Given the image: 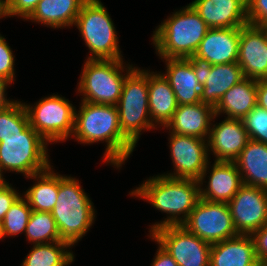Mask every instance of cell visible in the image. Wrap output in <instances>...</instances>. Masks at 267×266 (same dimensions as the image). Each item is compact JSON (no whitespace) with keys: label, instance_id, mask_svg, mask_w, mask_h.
<instances>
[{"label":"cell","instance_id":"1","mask_svg":"<svg viewBox=\"0 0 267 266\" xmlns=\"http://www.w3.org/2000/svg\"><path fill=\"white\" fill-rule=\"evenodd\" d=\"M72 137L80 144L105 142L103 161L121 169L135 149V145L122 133L118 109L114 105L94 104L81 101L75 109Z\"/></svg>","mask_w":267,"mask_h":266},{"label":"cell","instance_id":"2","mask_svg":"<svg viewBox=\"0 0 267 266\" xmlns=\"http://www.w3.org/2000/svg\"><path fill=\"white\" fill-rule=\"evenodd\" d=\"M130 196L144 199L167 217L155 222L149 234L169 225H182L200 200V184L195 179L171 178L164 175L150 176L129 192Z\"/></svg>","mask_w":267,"mask_h":266},{"label":"cell","instance_id":"3","mask_svg":"<svg viewBox=\"0 0 267 266\" xmlns=\"http://www.w3.org/2000/svg\"><path fill=\"white\" fill-rule=\"evenodd\" d=\"M163 20L152 35L160 59L192 58L210 29L189 3Z\"/></svg>","mask_w":267,"mask_h":266},{"label":"cell","instance_id":"4","mask_svg":"<svg viewBox=\"0 0 267 266\" xmlns=\"http://www.w3.org/2000/svg\"><path fill=\"white\" fill-rule=\"evenodd\" d=\"M78 179L59 174L57 202L51 214L60 238L72 246L80 241L94 224V203Z\"/></svg>","mask_w":267,"mask_h":266},{"label":"cell","instance_id":"5","mask_svg":"<svg viewBox=\"0 0 267 266\" xmlns=\"http://www.w3.org/2000/svg\"><path fill=\"white\" fill-rule=\"evenodd\" d=\"M134 68L135 65L125 64L123 59H86L76 90L83 94L81 101L116 106L124 80Z\"/></svg>","mask_w":267,"mask_h":266},{"label":"cell","instance_id":"6","mask_svg":"<svg viewBox=\"0 0 267 266\" xmlns=\"http://www.w3.org/2000/svg\"><path fill=\"white\" fill-rule=\"evenodd\" d=\"M86 47L87 59H124L115 25L101 0H86L75 20Z\"/></svg>","mask_w":267,"mask_h":266},{"label":"cell","instance_id":"7","mask_svg":"<svg viewBox=\"0 0 267 266\" xmlns=\"http://www.w3.org/2000/svg\"><path fill=\"white\" fill-rule=\"evenodd\" d=\"M116 107L121 131L135 146L142 131L157 130L149 114L148 70L135 67L126 76Z\"/></svg>","mask_w":267,"mask_h":266},{"label":"cell","instance_id":"8","mask_svg":"<svg viewBox=\"0 0 267 266\" xmlns=\"http://www.w3.org/2000/svg\"><path fill=\"white\" fill-rule=\"evenodd\" d=\"M48 142L29 126L22 134L0 135V164L3 171L24 177L45 171L51 166Z\"/></svg>","mask_w":267,"mask_h":266},{"label":"cell","instance_id":"9","mask_svg":"<svg viewBox=\"0 0 267 266\" xmlns=\"http://www.w3.org/2000/svg\"><path fill=\"white\" fill-rule=\"evenodd\" d=\"M62 95L42 97L34 105L23 103L30 126L48 143L65 142L74 131L75 109ZM71 136V137H70Z\"/></svg>","mask_w":267,"mask_h":266},{"label":"cell","instance_id":"10","mask_svg":"<svg viewBox=\"0 0 267 266\" xmlns=\"http://www.w3.org/2000/svg\"><path fill=\"white\" fill-rule=\"evenodd\" d=\"M182 226L210 244L239 235L228 203L209 202L201 198Z\"/></svg>","mask_w":267,"mask_h":266},{"label":"cell","instance_id":"11","mask_svg":"<svg viewBox=\"0 0 267 266\" xmlns=\"http://www.w3.org/2000/svg\"><path fill=\"white\" fill-rule=\"evenodd\" d=\"M178 266H209L212 244L200 239L182 225L163 226L150 234Z\"/></svg>","mask_w":267,"mask_h":266},{"label":"cell","instance_id":"12","mask_svg":"<svg viewBox=\"0 0 267 266\" xmlns=\"http://www.w3.org/2000/svg\"><path fill=\"white\" fill-rule=\"evenodd\" d=\"M169 149L173 173L162 174L171 178L200 180L209 159L207 139L169 132Z\"/></svg>","mask_w":267,"mask_h":266},{"label":"cell","instance_id":"13","mask_svg":"<svg viewBox=\"0 0 267 266\" xmlns=\"http://www.w3.org/2000/svg\"><path fill=\"white\" fill-rule=\"evenodd\" d=\"M238 234L251 235L267 224V190L243 184L228 202Z\"/></svg>","mask_w":267,"mask_h":266},{"label":"cell","instance_id":"14","mask_svg":"<svg viewBox=\"0 0 267 266\" xmlns=\"http://www.w3.org/2000/svg\"><path fill=\"white\" fill-rule=\"evenodd\" d=\"M237 63L245 78L267 79V29L250 24L241 27Z\"/></svg>","mask_w":267,"mask_h":266},{"label":"cell","instance_id":"15","mask_svg":"<svg viewBox=\"0 0 267 266\" xmlns=\"http://www.w3.org/2000/svg\"><path fill=\"white\" fill-rule=\"evenodd\" d=\"M210 163L199 180L200 198L209 202L228 203L243 185L241 174L234 162L214 161L212 166ZM206 176L209 178L204 189Z\"/></svg>","mask_w":267,"mask_h":266},{"label":"cell","instance_id":"16","mask_svg":"<svg viewBox=\"0 0 267 266\" xmlns=\"http://www.w3.org/2000/svg\"><path fill=\"white\" fill-rule=\"evenodd\" d=\"M216 124H211L207 138L208 154L212 153L215 161L234 162L249 141L244 123L241 119L225 118Z\"/></svg>","mask_w":267,"mask_h":266},{"label":"cell","instance_id":"17","mask_svg":"<svg viewBox=\"0 0 267 266\" xmlns=\"http://www.w3.org/2000/svg\"><path fill=\"white\" fill-rule=\"evenodd\" d=\"M241 28H210L192 57L210 65L238 61Z\"/></svg>","mask_w":267,"mask_h":266},{"label":"cell","instance_id":"18","mask_svg":"<svg viewBox=\"0 0 267 266\" xmlns=\"http://www.w3.org/2000/svg\"><path fill=\"white\" fill-rule=\"evenodd\" d=\"M161 60L166 63L162 74L173 89L178 105L200 103L202 83L196 62L192 58Z\"/></svg>","mask_w":267,"mask_h":266},{"label":"cell","instance_id":"19","mask_svg":"<svg viewBox=\"0 0 267 266\" xmlns=\"http://www.w3.org/2000/svg\"><path fill=\"white\" fill-rule=\"evenodd\" d=\"M196 65L202 83L201 102L213 108L231 87L245 79L237 62L216 65L196 62Z\"/></svg>","mask_w":267,"mask_h":266},{"label":"cell","instance_id":"20","mask_svg":"<svg viewBox=\"0 0 267 266\" xmlns=\"http://www.w3.org/2000/svg\"><path fill=\"white\" fill-rule=\"evenodd\" d=\"M190 4L209 28H241L249 24L246 0H194Z\"/></svg>","mask_w":267,"mask_h":266},{"label":"cell","instance_id":"21","mask_svg":"<svg viewBox=\"0 0 267 266\" xmlns=\"http://www.w3.org/2000/svg\"><path fill=\"white\" fill-rule=\"evenodd\" d=\"M214 118L216 120L214 108L209 104L178 105L172 119L163 128L171 133L207 139Z\"/></svg>","mask_w":267,"mask_h":266},{"label":"cell","instance_id":"22","mask_svg":"<svg viewBox=\"0 0 267 266\" xmlns=\"http://www.w3.org/2000/svg\"><path fill=\"white\" fill-rule=\"evenodd\" d=\"M209 266H258L251 235H242L212 244Z\"/></svg>","mask_w":267,"mask_h":266},{"label":"cell","instance_id":"23","mask_svg":"<svg viewBox=\"0 0 267 266\" xmlns=\"http://www.w3.org/2000/svg\"><path fill=\"white\" fill-rule=\"evenodd\" d=\"M149 114L152 123L165 127L178 108V103L168 80L162 72L148 70Z\"/></svg>","mask_w":267,"mask_h":266},{"label":"cell","instance_id":"24","mask_svg":"<svg viewBox=\"0 0 267 266\" xmlns=\"http://www.w3.org/2000/svg\"><path fill=\"white\" fill-rule=\"evenodd\" d=\"M245 185L267 190V145L252 139L234 160Z\"/></svg>","mask_w":267,"mask_h":266},{"label":"cell","instance_id":"25","mask_svg":"<svg viewBox=\"0 0 267 266\" xmlns=\"http://www.w3.org/2000/svg\"><path fill=\"white\" fill-rule=\"evenodd\" d=\"M86 0H40L27 18L53 29L74 26L75 20Z\"/></svg>","mask_w":267,"mask_h":266},{"label":"cell","instance_id":"26","mask_svg":"<svg viewBox=\"0 0 267 266\" xmlns=\"http://www.w3.org/2000/svg\"><path fill=\"white\" fill-rule=\"evenodd\" d=\"M257 105V80L245 78L231 87L214 108L216 117L243 119Z\"/></svg>","mask_w":267,"mask_h":266},{"label":"cell","instance_id":"27","mask_svg":"<svg viewBox=\"0 0 267 266\" xmlns=\"http://www.w3.org/2000/svg\"><path fill=\"white\" fill-rule=\"evenodd\" d=\"M52 167L27 177L35 182L22 195L34 211L51 212L57 202L59 174L55 173Z\"/></svg>","mask_w":267,"mask_h":266},{"label":"cell","instance_id":"28","mask_svg":"<svg viewBox=\"0 0 267 266\" xmlns=\"http://www.w3.org/2000/svg\"><path fill=\"white\" fill-rule=\"evenodd\" d=\"M70 247L66 241L35 244L21 266H69L75 258Z\"/></svg>","mask_w":267,"mask_h":266},{"label":"cell","instance_id":"29","mask_svg":"<svg viewBox=\"0 0 267 266\" xmlns=\"http://www.w3.org/2000/svg\"><path fill=\"white\" fill-rule=\"evenodd\" d=\"M25 236L32 245L63 241L51 212L32 210Z\"/></svg>","mask_w":267,"mask_h":266},{"label":"cell","instance_id":"30","mask_svg":"<svg viewBox=\"0 0 267 266\" xmlns=\"http://www.w3.org/2000/svg\"><path fill=\"white\" fill-rule=\"evenodd\" d=\"M29 126L23 102L11 99L0 107V135L22 134Z\"/></svg>","mask_w":267,"mask_h":266},{"label":"cell","instance_id":"31","mask_svg":"<svg viewBox=\"0 0 267 266\" xmlns=\"http://www.w3.org/2000/svg\"><path fill=\"white\" fill-rule=\"evenodd\" d=\"M32 209L30 208L26 198L20 195L11 205L10 209L0 223L4 238L7 236H17L26 231Z\"/></svg>","mask_w":267,"mask_h":266},{"label":"cell","instance_id":"32","mask_svg":"<svg viewBox=\"0 0 267 266\" xmlns=\"http://www.w3.org/2000/svg\"><path fill=\"white\" fill-rule=\"evenodd\" d=\"M249 139L267 145V111L256 105L243 119Z\"/></svg>","mask_w":267,"mask_h":266},{"label":"cell","instance_id":"33","mask_svg":"<svg viewBox=\"0 0 267 266\" xmlns=\"http://www.w3.org/2000/svg\"><path fill=\"white\" fill-rule=\"evenodd\" d=\"M15 56L6 38L0 34V79L8 85L15 82Z\"/></svg>","mask_w":267,"mask_h":266},{"label":"cell","instance_id":"34","mask_svg":"<svg viewBox=\"0 0 267 266\" xmlns=\"http://www.w3.org/2000/svg\"><path fill=\"white\" fill-rule=\"evenodd\" d=\"M250 25L267 29V0H246Z\"/></svg>","mask_w":267,"mask_h":266},{"label":"cell","instance_id":"35","mask_svg":"<svg viewBox=\"0 0 267 266\" xmlns=\"http://www.w3.org/2000/svg\"><path fill=\"white\" fill-rule=\"evenodd\" d=\"M40 0H5L6 17L24 20L32 14Z\"/></svg>","mask_w":267,"mask_h":266},{"label":"cell","instance_id":"36","mask_svg":"<svg viewBox=\"0 0 267 266\" xmlns=\"http://www.w3.org/2000/svg\"><path fill=\"white\" fill-rule=\"evenodd\" d=\"M19 192L10 183L0 186V223L11 205L20 196Z\"/></svg>","mask_w":267,"mask_h":266},{"label":"cell","instance_id":"37","mask_svg":"<svg viewBox=\"0 0 267 266\" xmlns=\"http://www.w3.org/2000/svg\"><path fill=\"white\" fill-rule=\"evenodd\" d=\"M258 261L267 258V224L251 234Z\"/></svg>","mask_w":267,"mask_h":266},{"label":"cell","instance_id":"38","mask_svg":"<svg viewBox=\"0 0 267 266\" xmlns=\"http://www.w3.org/2000/svg\"><path fill=\"white\" fill-rule=\"evenodd\" d=\"M152 241L158 244V249L152 260L151 266H178L171 255L150 235Z\"/></svg>","mask_w":267,"mask_h":266},{"label":"cell","instance_id":"39","mask_svg":"<svg viewBox=\"0 0 267 266\" xmlns=\"http://www.w3.org/2000/svg\"><path fill=\"white\" fill-rule=\"evenodd\" d=\"M257 105L267 111V79L257 80Z\"/></svg>","mask_w":267,"mask_h":266},{"label":"cell","instance_id":"40","mask_svg":"<svg viewBox=\"0 0 267 266\" xmlns=\"http://www.w3.org/2000/svg\"><path fill=\"white\" fill-rule=\"evenodd\" d=\"M7 87L9 85L0 79V107L6 105L10 100L7 99Z\"/></svg>","mask_w":267,"mask_h":266},{"label":"cell","instance_id":"41","mask_svg":"<svg viewBox=\"0 0 267 266\" xmlns=\"http://www.w3.org/2000/svg\"><path fill=\"white\" fill-rule=\"evenodd\" d=\"M6 18L5 0H0V19Z\"/></svg>","mask_w":267,"mask_h":266},{"label":"cell","instance_id":"42","mask_svg":"<svg viewBox=\"0 0 267 266\" xmlns=\"http://www.w3.org/2000/svg\"><path fill=\"white\" fill-rule=\"evenodd\" d=\"M3 173H4V171H3L1 164H0V186L6 185L9 183V181L7 182L6 179L4 178Z\"/></svg>","mask_w":267,"mask_h":266},{"label":"cell","instance_id":"43","mask_svg":"<svg viewBox=\"0 0 267 266\" xmlns=\"http://www.w3.org/2000/svg\"><path fill=\"white\" fill-rule=\"evenodd\" d=\"M258 266H267V258L258 261Z\"/></svg>","mask_w":267,"mask_h":266},{"label":"cell","instance_id":"44","mask_svg":"<svg viewBox=\"0 0 267 266\" xmlns=\"http://www.w3.org/2000/svg\"><path fill=\"white\" fill-rule=\"evenodd\" d=\"M3 238H4V236H3V233H2V226L0 224V240L3 239Z\"/></svg>","mask_w":267,"mask_h":266}]
</instances>
